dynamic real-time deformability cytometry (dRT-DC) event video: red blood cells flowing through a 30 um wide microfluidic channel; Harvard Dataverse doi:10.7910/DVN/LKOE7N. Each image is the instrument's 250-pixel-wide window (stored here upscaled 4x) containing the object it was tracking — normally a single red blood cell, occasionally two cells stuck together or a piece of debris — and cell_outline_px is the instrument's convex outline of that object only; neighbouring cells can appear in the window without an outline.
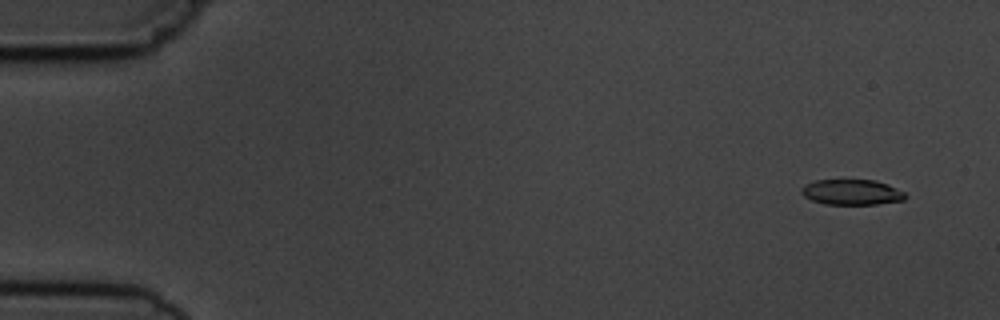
{"species": "common noctule bat (a hibernating species)", "species_latin": "Nyctalus noctula", "temperature_condition": "cold", "stored_images_in_passage": 4, "camera_frame_rate_fps": 3000, "um_per_image_px": 0.085, "animal": {"sex": "male", "body_mass_g": 19.5, "forearm_length_mm": 54.6}, "frame": {"image": 1, "passage_image": 1, "time_ms": 0.0, "image_size_px": [1000, 320], "cell_outline_px": [[908, 196], [904, 200], [876, 204], [824, 204], [812, 200], [804, 196], [800, 192], [800, 188], [804, 184], [816, 180], [876, 180], [888, 184], [904, 192]], "centroid_in_image_um": [72.39, 16.33], "position_along_channel_um": 12.6, "area_um2": 15.49}}